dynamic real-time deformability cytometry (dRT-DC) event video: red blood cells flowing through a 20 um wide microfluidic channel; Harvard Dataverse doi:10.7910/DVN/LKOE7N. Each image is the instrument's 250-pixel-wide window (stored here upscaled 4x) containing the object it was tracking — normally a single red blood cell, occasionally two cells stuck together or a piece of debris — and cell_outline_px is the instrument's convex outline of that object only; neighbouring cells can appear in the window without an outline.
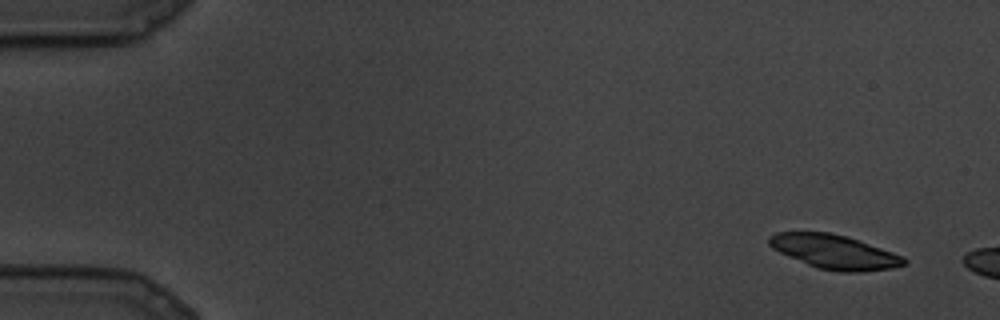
{"species": "common noctule bat (a hibernating species)", "species_latin": "Nyctalus noctula", "temperature_condition": "cold", "stored_images_in_passage": 4, "camera_frame_rate_fps": 3000, "um_per_image_px": 0.085, "animal": {"sex": "male", "body_mass_g": 19.5, "forearm_length_mm": 54.6}, "frame": {"image": 1, "passage_image": 1, "time_ms": 0.0, "image_size_px": [1000, 320], "cell_outline_px": [[908, 260], [904, 264], [892, 268], [860, 272], [840, 272], [816, 268], [788, 256], [772, 248], [768, 244], [768, 236], [776, 232], [828, 232], [848, 236], [904, 256]], "centroid_in_image_um": [70.92, 21.4], "position_along_channel_um": 14.1, "area_um2": 26.93}}